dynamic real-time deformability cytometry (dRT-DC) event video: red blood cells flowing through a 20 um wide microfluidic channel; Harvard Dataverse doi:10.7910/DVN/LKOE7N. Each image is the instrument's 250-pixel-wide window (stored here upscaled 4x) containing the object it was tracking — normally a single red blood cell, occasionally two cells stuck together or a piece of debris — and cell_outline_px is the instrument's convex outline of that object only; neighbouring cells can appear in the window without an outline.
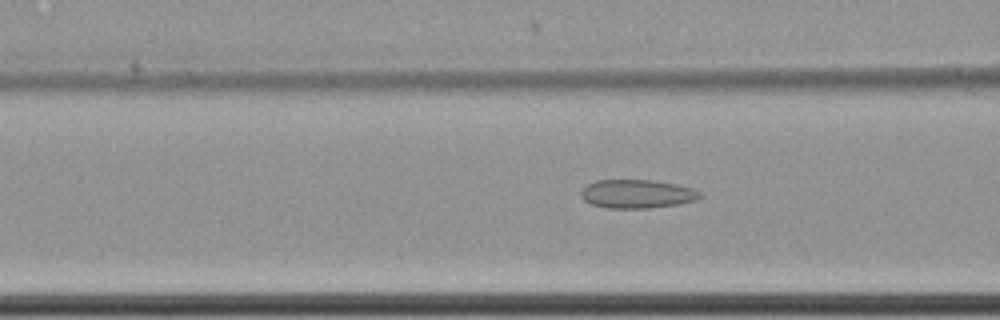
{"species": "common noctule bat (a hibernating species)", "species_latin": "Nyctalus noctula", "temperature_condition": "cold", "stored_images_in_passage": 35, "camera_frame_rate_fps": 3000, "um_per_image_px": 0.085, "animal": {"sex": "female", "body_mass_g": 22.7, "forearm_length_mm": 54.2}, "frame": {"image": 1, "passage_image": 7, "time_ms": 2.0, "image_size_px": [1000, 320], "cell_outline_px": [[704, 196], [696, 200], [676, 204], [652, 208], [608, 208], [592, 204], [584, 200], [580, 196], [580, 192], [588, 184], [596, 180], [656, 180], [676, 184], [692, 188], [700, 192]], "centroid_in_image_um": [54.16, 16.48], "position_along_channel_um": 112.4, "area_um2": 19.88}}
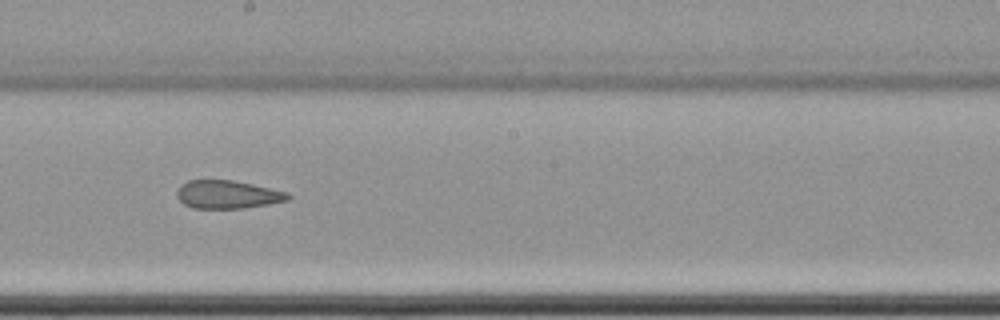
{"frame": {"image": 2, "passage_image": 17, "time_ms": 5.333, "image_size_px": [1000, 320], "cell_outline_px": [[292, 196], [288, 200], [268, 204], [244, 208], [192, 208], [184, 204], [176, 196], [176, 192], [180, 184], [188, 180], [232, 180], [252, 184], [288, 192]], "centroid_in_image_um": [19.32, 16.53], "position_along_channel_um": 228.9, "area_um2": 18.26}}
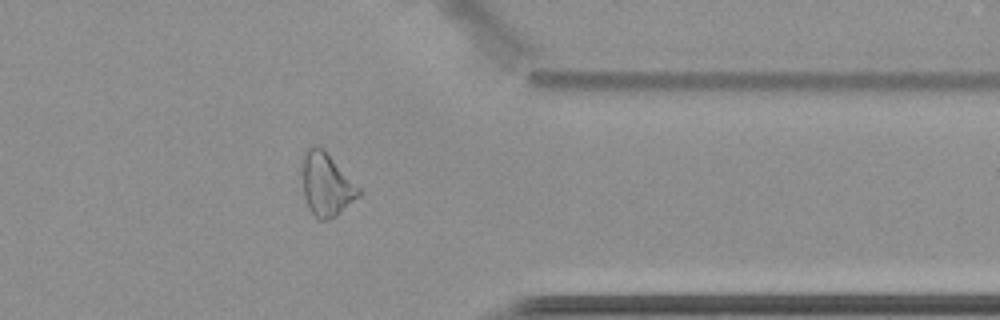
{"frame": {"image": 3, "passage_image": 31, "time_ms": 10.0, "image_size_px": [1000, 320], "cell_outline_px": [[364, 192], [360, 196], [336, 216], [328, 220], [320, 220], [308, 208], [304, 196], [300, 168], [300, 160], [304, 152], [312, 144], [316, 144], [324, 148]], "centroid_in_image_um": [27.72, 15.63], "position_along_channel_um": 383.7, "area_um2": 21.5}}